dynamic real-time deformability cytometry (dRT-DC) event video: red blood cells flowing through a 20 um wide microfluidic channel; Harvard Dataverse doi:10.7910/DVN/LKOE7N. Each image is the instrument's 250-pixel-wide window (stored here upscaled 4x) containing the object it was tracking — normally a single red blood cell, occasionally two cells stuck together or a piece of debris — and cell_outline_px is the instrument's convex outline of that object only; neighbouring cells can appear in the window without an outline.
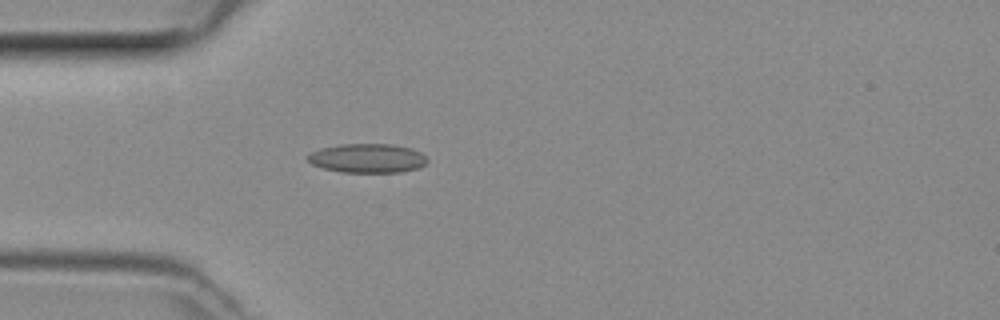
{"species": "common noctule bat (a hibernating species)", "species_latin": "Nyctalus noctula", "temperature_condition": "room temperature", "stored_images_in_passage": 42, "camera_frame_rate_fps": 3000, "um_per_image_px": 0.085, "animal": {"sex": "female", "body_mass_g": 29.2, "forearm_length_mm": 56.3}, "frame": {"image": 1, "passage_image": 8, "time_ms": 2.333, "image_size_px": [1000, 320], "cell_outline_px": [[428, 160], [424, 164], [416, 168], [400, 172], [340, 172], [324, 168], [312, 164], [308, 160], [308, 156], [312, 152], [320, 148], [344, 144], [392, 144], [412, 148], [420, 152]], "centroid_in_image_um": [31.23, 13.44], "position_along_channel_um": 53.8, "area_um2": 20.06}}
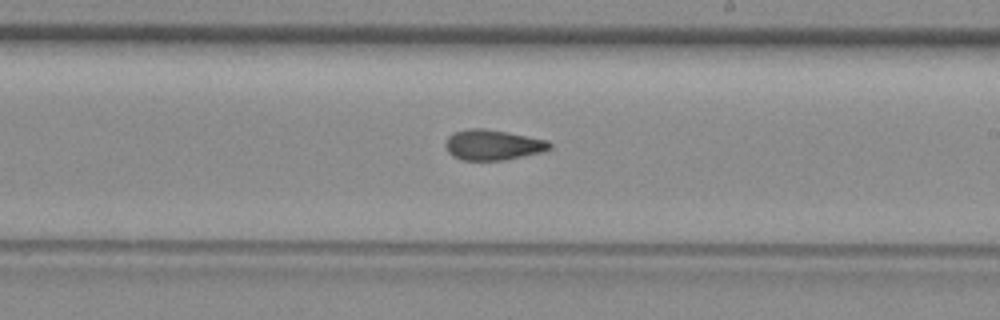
{"frame": {"image": 2, "passage_image": 22, "time_ms": 7.0, "image_size_px": [1000, 320], "cell_outline_px": [[552, 148], [540, 152], [504, 160], [460, 160], [452, 156], [448, 152], [444, 144], [448, 136], [456, 132], [472, 128], [484, 128], [548, 140], [552, 144]], "centroid_in_image_um": [41.87, 12.32], "position_along_channel_um": 247.1, "area_um2": 18.32}}
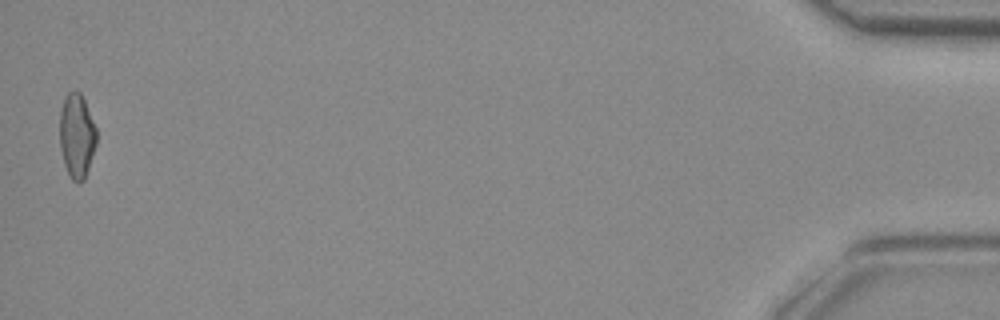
{"frame": {"image": 3, "passage_image": 42, "time_ms": 13.667, "image_size_px": [1000, 320], "cell_outline_px": [[96, 144], [84, 180], [80, 184], [72, 180], [68, 176], [64, 164], [60, 148], [60, 112], [64, 100], [68, 92], [80, 92], [84, 100], [96, 128]], "centroid_in_image_um": [6.52, 11.59], "position_along_channel_um": 428.7, "area_um2": 17.92}}